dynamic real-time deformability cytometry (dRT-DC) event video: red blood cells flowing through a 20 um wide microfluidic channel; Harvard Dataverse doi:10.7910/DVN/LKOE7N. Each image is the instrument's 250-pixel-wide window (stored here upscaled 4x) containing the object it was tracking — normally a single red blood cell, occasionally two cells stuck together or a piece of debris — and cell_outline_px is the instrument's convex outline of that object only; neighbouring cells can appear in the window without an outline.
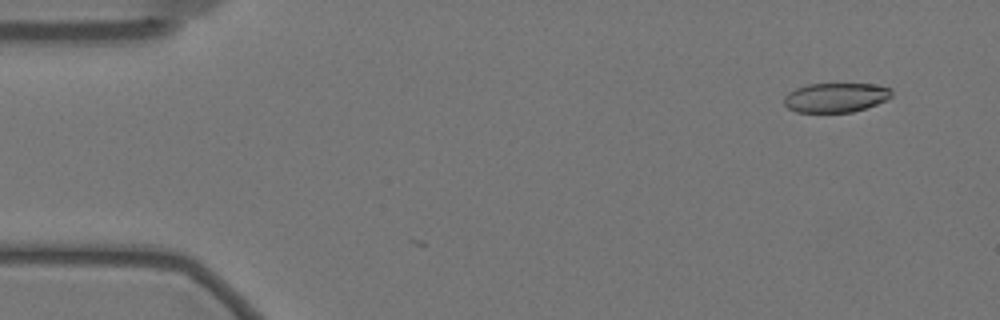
{"species": "Egyptian fruit bat (a non-hibernating species)", "species_latin": "Rousettus aegyptiacus", "temperature_condition": "warm", "stored_images_in_passage": 3, "camera_frame_rate_fps": 3000, "um_per_image_px": 0.085, "animal": {"sex": "female"}, "frame": {"image": 1, "passage_image": 1, "time_ms": 0.0, "image_size_px": [1000, 320], "cell_outline_px": [[892, 96], [888, 100], [852, 112], [796, 112], [788, 108], [784, 104], [784, 96], [788, 92], [796, 88], [808, 84], [872, 84], [892, 88]], "centroid_in_image_um": [71.04, 8.29], "position_along_channel_um": 14.0, "area_um2": 18.5}}